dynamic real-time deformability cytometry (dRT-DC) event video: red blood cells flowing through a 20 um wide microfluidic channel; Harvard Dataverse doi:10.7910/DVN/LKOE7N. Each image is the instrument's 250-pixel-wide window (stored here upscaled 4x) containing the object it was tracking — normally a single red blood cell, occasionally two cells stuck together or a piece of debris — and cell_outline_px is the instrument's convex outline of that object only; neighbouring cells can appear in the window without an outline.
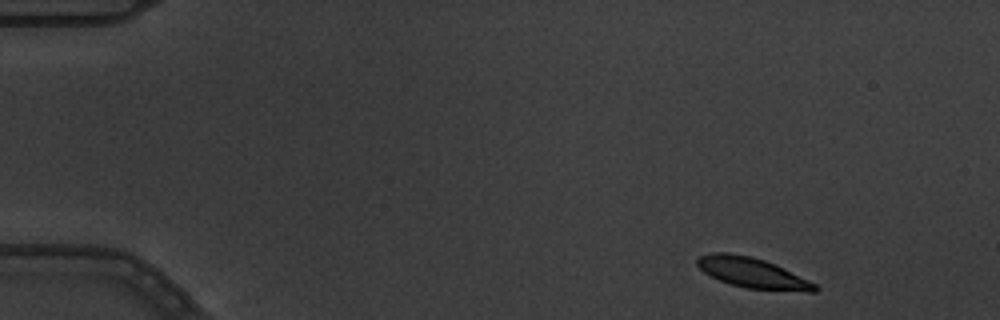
{"species": "common noctule bat (a hibernating species)", "species_latin": "Nyctalus noctula", "temperature_condition": "warm", "stored_images_in_passage": 4, "camera_frame_rate_fps": 3000, "um_per_image_px": 0.085, "animal": {"sex": "male", "body_mass_g": 19.5, "forearm_length_mm": 54.6}, "frame": {"image": 1, "passage_image": 1, "time_ms": 0.0, "image_size_px": [1000, 320], "cell_outline_px": [[820, 288], [816, 292], [808, 292], [744, 288], [720, 280], [704, 272], [696, 264], [696, 260], [700, 256], [712, 252], [728, 252], [752, 256], [764, 260], [784, 268], [816, 284]], "centroid_in_image_um": [63.97, 23.19], "position_along_channel_um": 21.0, "area_um2": 20.75}}